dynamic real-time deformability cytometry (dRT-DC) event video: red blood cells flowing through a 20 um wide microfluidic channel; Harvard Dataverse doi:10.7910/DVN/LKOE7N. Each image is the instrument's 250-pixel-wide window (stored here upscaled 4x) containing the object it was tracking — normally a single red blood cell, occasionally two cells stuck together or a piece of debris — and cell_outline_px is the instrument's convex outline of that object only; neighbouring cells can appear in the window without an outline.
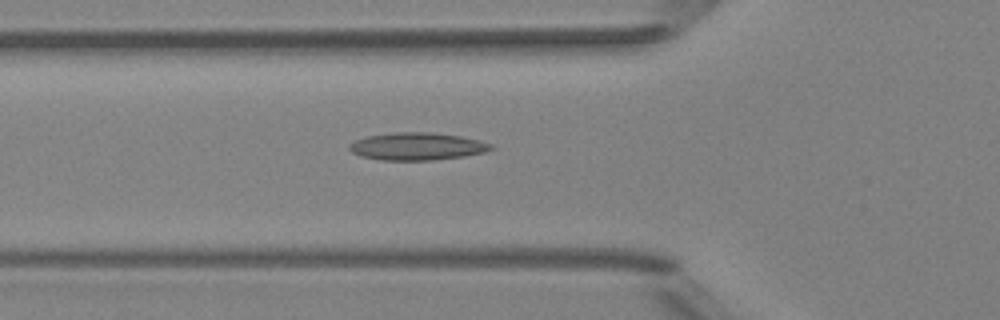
{"species": "Egyptian fruit bat (a non-hibernating species)", "species_latin": "Rousettus aegyptiacus", "temperature_condition": "room temperature", "stored_images_in_passage": 37, "camera_frame_rate_fps": 3000, "um_per_image_px": 0.085, "animal": {"sex": "female"}, "frame": {"image": 1, "passage_image": 4, "time_ms": 1.0, "image_size_px": [1000, 320], "cell_outline_px": [[496, 148], [484, 152], [464, 156], [432, 160], [380, 160], [360, 156], [352, 152], [348, 148], [348, 144], [356, 140], [368, 136], [396, 132], [432, 132], [460, 136], [492, 144]], "centroid_in_image_um": [35.44, 12.44], "position_along_channel_um": 90.4, "area_um2": 22.66}}
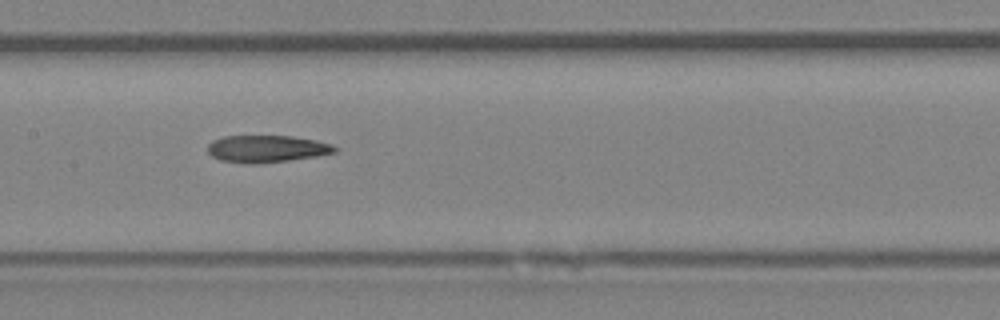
{"frame": {"image": 2, "passage_image": 11, "time_ms": 3.333, "image_size_px": [1000, 320], "cell_outline_px": [[340, 148], [336, 152], [316, 156], [288, 160], [256, 164], [248, 164], [220, 160], [212, 156], [208, 152], [208, 144], [212, 140], [224, 136], [292, 136], [316, 140], [332, 144]], "centroid_in_image_um": [22.68, 12.64], "position_along_channel_um": 184.7, "area_um2": 20.17}}
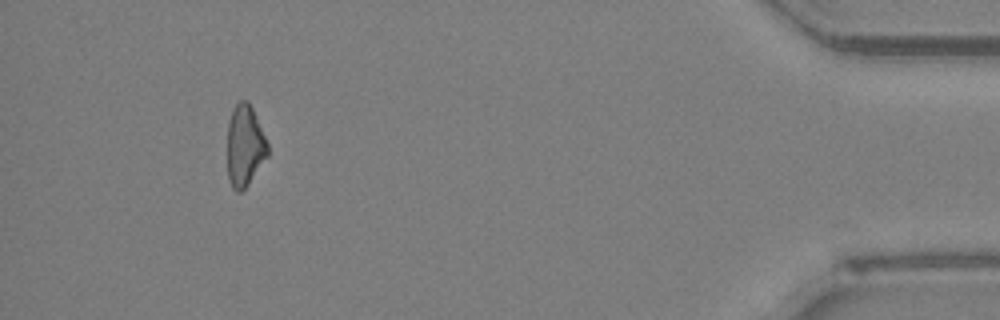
{"frame": {"image": 3, "passage_image": 33, "time_ms": 10.667, "image_size_px": [1000, 320], "cell_outline_px": [[268, 156], [248, 184], [240, 192], [236, 192], [232, 188], [228, 180], [228, 120], [232, 108], [240, 100], [248, 100], [252, 108], [268, 144]], "centroid_in_image_um": [20.79, 12.39], "position_along_channel_um": 414.4, "area_um2": 19.13}, "authors_computed_cell_mechanics": {"area_um2": 19.941, "velocity_mm_per_s": 4.0508, "shape_relaxation_time_tau1_ms": null, "shape_relaxation_time_tau2_ms": 3.4111, "deformation_change_tau1": null, "deformation_change_tau2": 0.1326}}